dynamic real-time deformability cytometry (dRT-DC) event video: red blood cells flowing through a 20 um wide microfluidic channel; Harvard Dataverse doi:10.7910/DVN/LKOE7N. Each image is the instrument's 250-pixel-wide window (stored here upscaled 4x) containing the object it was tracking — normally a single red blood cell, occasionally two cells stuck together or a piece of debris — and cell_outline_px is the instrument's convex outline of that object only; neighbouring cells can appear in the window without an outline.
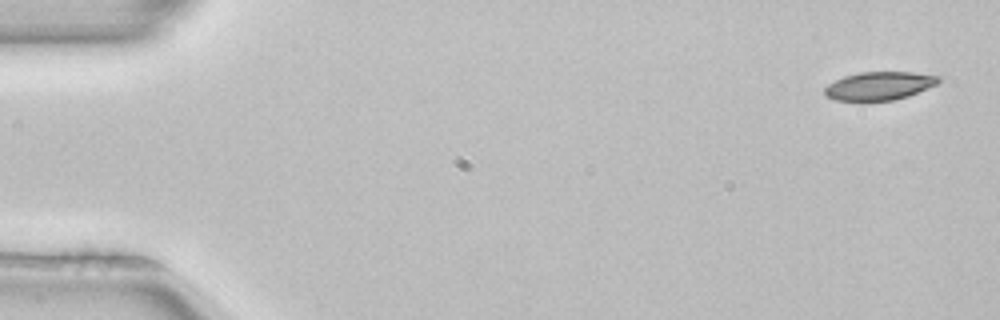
{"species": "common noctule bat (a hibernating species)", "species_latin": "Nyctalus noctula", "temperature_condition": "room temperature", "stored_images_in_passage": 5, "camera_frame_rate_fps": 3000, "um_per_image_px": 0.085, "animal": {"sex": "female", "body_mass_g": 22.7, "forearm_length_mm": 54.2}, "frame": {"image": 1, "passage_image": 1, "time_ms": 0.0, "image_size_px": [1000, 320], "cell_outline_px": [[940, 80], [936, 84], [908, 96], [892, 100], [836, 100], [824, 96], [824, 88], [828, 84], [844, 76], [860, 72], [912, 72], [940, 76]], "centroid_in_image_um": [74.71, 7.29], "position_along_channel_um": 10.3, "area_um2": 18.55}}
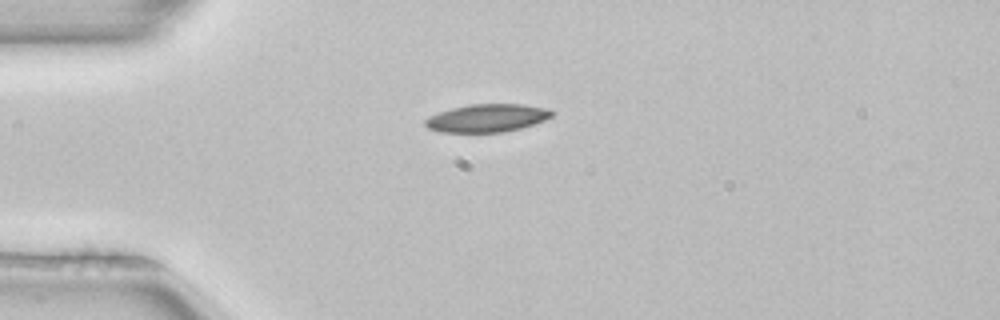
{"frame": {"image": 2, "passage_image": 4, "time_ms": 1.0, "image_size_px": [1000, 320], "cell_outline_px": [[556, 112], [552, 116], [544, 120], [520, 128], [504, 132], [440, 132], [428, 128], [424, 124], [424, 120], [428, 116], [452, 108], [468, 104], [520, 104], [548, 108]], "centroid_in_image_um": [41.4, 10.03], "position_along_channel_um": 43.6, "area_um2": 20.63}}
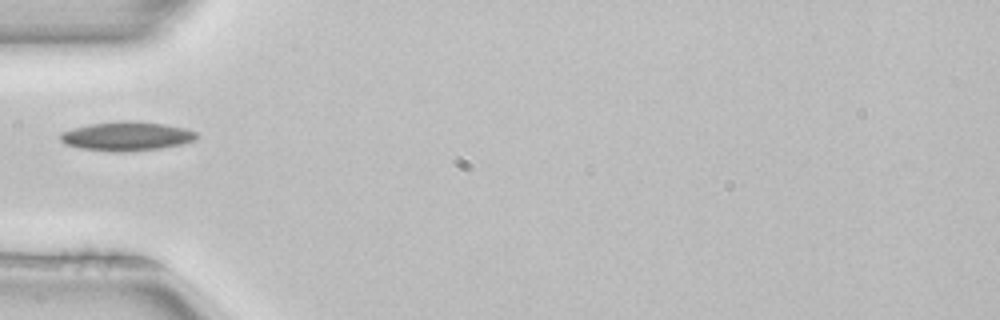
{"frame": {"image": 3, "passage_image": 5, "time_ms": 1.333, "image_size_px": [1000, 320], "cell_outline_px": [[196, 140], [184, 144], [160, 148], [124, 152], [112, 152], [80, 148], [64, 144], [60, 140], [60, 132], [72, 128], [88, 124], [124, 120], [164, 124], [184, 128], [196, 132]], "centroid_in_image_um": [10.73, 11.58], "position_along_channel_um": 74.3, "area_um2": 23.18}}